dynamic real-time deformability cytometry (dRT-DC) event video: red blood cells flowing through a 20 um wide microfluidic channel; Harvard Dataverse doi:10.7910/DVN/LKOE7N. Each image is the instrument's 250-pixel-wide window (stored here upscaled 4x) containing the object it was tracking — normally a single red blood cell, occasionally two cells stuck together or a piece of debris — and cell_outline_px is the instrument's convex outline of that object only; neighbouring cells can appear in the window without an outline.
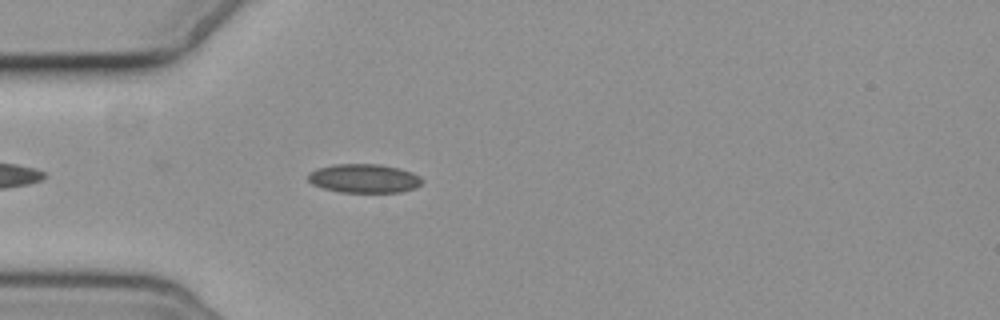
{"species": "common noctule bat (a hibernating species)", "species_latin": "Nyctalus noctula", "temperature_condition": "cold", "stored_images_in_passage": 5, "camera_frame_rate_fps": 3000, "um_per_image_px": 0.085, "animal": {"sex": "female", "body_mass_g": 19.3, "forearm_length_mm": 54.1}, "frame": {"image": 1, "passage_image": 5, "time_ms": 4.667, "image_size_px": [1000, 320], "cell_outline_px": [[424, 180], [416, 188], [400, 192], [340, 192], [324, 188], [312, 184], [308, 180], [308, 172], [316, 168], [332, 164], [380, 164], [400, 168], [412, 172], [420, 176]], "centroid_in_image_um": [30.95, 15.15], "position_along_channel_um": 54.1, "area_um2": 19.36}}